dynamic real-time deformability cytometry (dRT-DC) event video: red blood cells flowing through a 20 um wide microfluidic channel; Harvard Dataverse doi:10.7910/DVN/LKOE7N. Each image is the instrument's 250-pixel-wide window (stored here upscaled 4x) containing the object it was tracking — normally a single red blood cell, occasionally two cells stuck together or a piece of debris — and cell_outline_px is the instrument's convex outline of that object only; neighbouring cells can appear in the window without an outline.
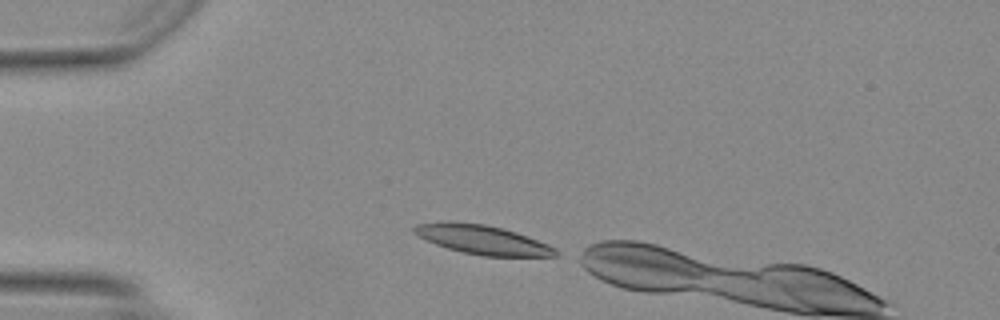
{"species": "Egyptian fruit bat (a non-hibernating species)", "species_latin": "Rousettus aegyptiacus", "temperature_condition": "warm", "stored_images_in_passage": 4, "camera_frame_rate_fps": 3000, "um_per_image_px": 0.085, "animal": {"sex": "female"}, "frame": {"image": 1, "passage_image": 1, "time_ms": 0.0, "image_size_px": [1000, 320], "cell_outline_px": [[560, 252], [556, 256], [480, 256], [448, 248], [436, 244], [412, 232], [412, 228], [416, 224], [448, 220], [452, 220], [484, 224], [516, 232], [548, 244], [556, 248]], "centroid_in_image_um": [41.0, 20.36], "position_along_channel_um": 44.0, "area_um2": 24.04}}